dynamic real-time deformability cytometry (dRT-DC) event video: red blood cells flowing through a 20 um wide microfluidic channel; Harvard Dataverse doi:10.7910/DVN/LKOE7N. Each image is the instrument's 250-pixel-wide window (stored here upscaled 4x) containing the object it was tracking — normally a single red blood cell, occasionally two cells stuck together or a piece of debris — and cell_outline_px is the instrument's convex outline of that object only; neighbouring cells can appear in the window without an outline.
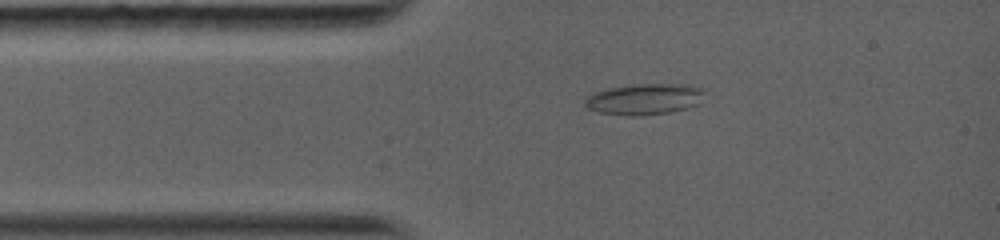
{"species": "common noctule bat (a hibernating species)", "species_latin": "Nyctalus noctula", "temperature_condition": "warm", "stored_images_in_passage": 32, "camera_frame_rate_fps": 5000, "um_per_image_px": 0.085, "animal": {"sex": "female", "body_mass_g": 19.0, "forearm_length_mm": 56.7}, "frame": {"image": 1, "passage_image": 1, "time_ms": 0.0, "image_size_px": [1000, 240], "cell_outline_px": [[704, 92], [700, 104], [688, 108], [672, 112], [640, 116], [628, 116], [600, 112], [588, 108], [584, 104], [584, 96], [592, 92], [608, 88], [636, 84], [688, 84], [700, 88]], "centroid_in_image_um": [54.76, 8.43], "position_along_channel_um": 30.2, "area_um2": 21.96}}
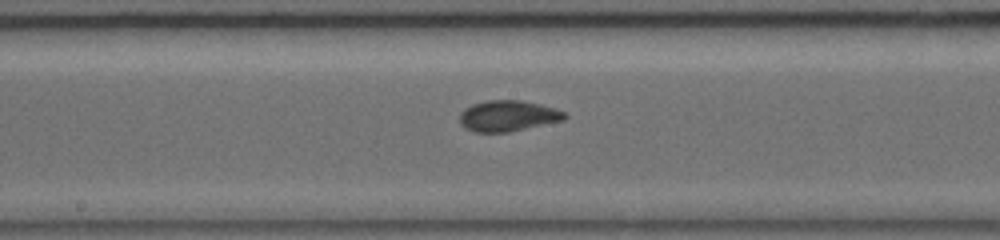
{"frame": {"image": 2, "passage_image": 15, "time_ms": 4.6, "image_size_px": [1000, 240], "cell_outline_px": [[568, 116], [564, 120], [508, 132], [476, 132], [464, 128], [460, 124], [460, 112], [464, 108], [472, 104], [488, 100], [520, 100], [540, 104], [556, 108], [564, 112]], "centroid_in_image_um": [43.16, 9.84], "position_along_channel_um": 205.0, "area_um2": 18.96}}
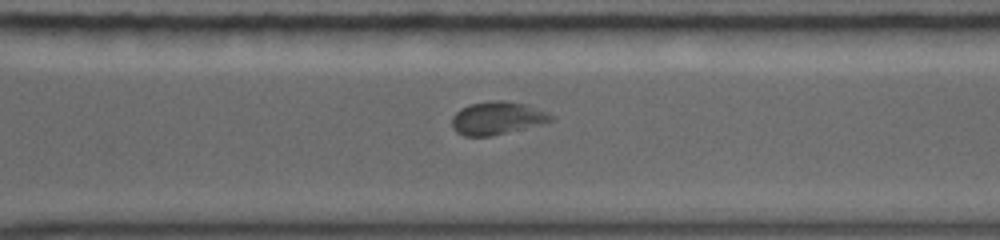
{"frame": {"image": 3, "passage_image": 32, "time_ms": 7.6, "image_size_px": [1000, 240], "cell_outline_px": [[556, 120], [540, 124], [488, 136], [464, 136], [456, 132], [452, 128], [452, 116], [460, 108], [472, 104], [496, 100], [500, 100], [524, 104], [548, 112]], "centroid_in_image_um": [42.23, 10.04], "position_along_channel_um": 328.4, "area_um2": 18.67}}